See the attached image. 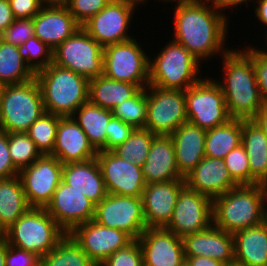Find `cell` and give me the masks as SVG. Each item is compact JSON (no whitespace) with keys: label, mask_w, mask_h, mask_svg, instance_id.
I'll use <instances>...</instances> for the list:
<instances>
[{"label":"cell","mask_w":267,"mask_h":266,"mask_svg":"<svg viewBox=\"0 0 267 266\" xmlns=\"http://www.w3.org/2000/svg\"><path fill=\"white\" fill-rule=\"evenodd\" d=\"M251 172V185H267V136L252 120L242 119V143Z\"/></svg>","instance_id":"28"},{"label":"cell","mask_w":267,"mask_h":266,"mask_svg":"<svg viewBox=\"0 0 267 266\" xmlns=\"http://www.w3.org/2000/svg\"><path fill=\"white\" fill-rule=\"evenodd\" d=\"M39 266H97L69 235L39 258Z\"/></svg>","instance_id":"35"},{"label":"cell","mask_w":267,"mask_h":266,"mask_svg":"<svg viewBox=\"0 0 267 266\" xmlns=\"http://www.w3.org/2000/svg\"><path fill=\"white\" fill-rule=\"evenodd\" d=\"M146 129L156 135H170L188 122L185 91L148 85Z\"/></svg>","instance_id":"11"},{"label":"cell","mask_w":267,"mask_h":266,"mask_svg":"<svg viewBox=\"0 0 267 266\" xmlns=\"http://www.w3.org/2000/svg\"><path fill=\"white\" fill-rule=\"evenodd\" d=\"M195 1H202V2H211V3H215L217 0H195Z\"/></svg>","instance_id":"59"},{"label":"cell","mask_w":267,"mask_h":266,"mask_svg":"<svg viewBox=\"0 0 267 266\" xmlns=\"http://www.w3.org/2000/svg\"><path fill=\"white\" fill-rule=\"evenodd\" d=\"M185 184L211 200L239 186L232 179L224 159L206 156L185 177Z\"/></svg>","instance_id":"21"},{"label":"cell","mask_w":267,"mask_h":266,"mask_svg":"<svg viewBox=\"0 0 267 266\" xmlns=\"http://www.w3.org/2000/svg\"><path fill=\"white\" fill-rule=\"evenodd\" d=\"M235 263L267 266V231L262 224L232 234Z\"/></svg>","instance_id":"29"},{"label":"cell","mask_w":267,"mask_h":266,"mask_svg":"<svg viewBox=\"0 0 267 266\" xmlns=\"http://www.w3.org/2000/svg\"><path fill=\"white\" fill-rule=\"evenodd\" d=\"M267 185H239L212 200L213 226L228 233L262 223Z\"/></svg>","instance_id":"3"},{"label":"cell","mask_w":267,"mask_h":266,"mask_svg":"<svg viewBox=\"0 0 267 266\" xmlns=\"http://www.w3.org/2000/svg\"><path fill=\"white\" fill-rule=\"evenodd\" d=\"M141 171L146 184L183 178L177 167L175 148L170 135H156L153 138Z\"/></svg>","instance_id":"25"},{"label":"cell","mask_w":267,"mask_h":266,"mask_svg":"<svg viewBox=\"0 0 267 266\" xmlns=\"http://www.w3.org/2000/svg\"><path fill=\"white\" fill-rule=\"evenodd\" d=\"M66 236L45 208H30L4 234L9 245L41 258Z\"/></svg>","instance_id":"7"},{"label":"cell","mask_w":267,"mask_h":266,"mask_svg":"<svg viewBox=\"0 0 267 266\" xmlns=\"http://www.w3.org/2000/svg\"><path fill=\"white\" fill-rule=\"evenodd\" d=\"M265 39H266V42H267V36H265ZM265 45H266V50H267V43Z\"/></svg>","instance_id":"62"},{"label":"cell","mask_w":267,"mask_h":266,"mask_svg":"<svg viewBox=\"0 0 267 266\" xmlns=\"http://www.w3.org/2000/svg\"><path fill=\"white\" fill-rule=\"evenodd\" d=\"M174 41L185 47L202 64L227 49L228 15L214 3L191 1L174 4Z\"/></svg>","instance_id":"1"},{"label":"cell","mask_w":267,"mask_h":266,"mask_svg":"<svg viewBox=\"0 0 267 266\" xmlns=\"http://www.w3.org/2000/svg\"><path fill=\"white\" fill-rule=\"evenodd\" d=\"M63 163L50 154L41 155L19 171L26 199L31 208H46L61 182Z\"/></svg>","instance_id":"14"},{"label":"cell","mask_w":267,"mask_h":266,"mask_svg":"<svg viewBox=\"0 0 267 266\" xmlns=\"http://www.w3.org/2000/svg\"><path fill=\"white\" fill-rule=\"evenodd\" d=\"M6 266H39V257L32 252L9 245L6 240Z\"/></svg>","instance_id":"47"},{"label":"cell","mask_w":267,"mask_h":266,"mask_svg":"<svg viewBox=\"0 0 267 266\" xmlns=\"http://www.w3.org/2000/svg\"><path fill=\"white\" fill-rule=\"evenodd\" d=\"M267 201L265 202V206H264V209H263V216H262V225L264 226V228L266 229L267 231Z\"/></svg>","instance_id":"57"},{"label":"cell","mask_w":267,"mask_h":266,"mask_svg":"<svg viewBox=\"0 0 267 266\" xmlns=\"http://www.w3.org/2000/svg\"><path fill=\"white\" fill-rule=\"evenodd\" d=\"M134 1L141 3V4L145 3V0H134Z\"/></svg>","instance_id":"61"},{"label":"cell","mask_w":267,"mask_h":266,"mask_svg":"<svg viewBox=\"0 0 267 266\" xmlns=\"http://www.w3.org/2000/svg\"><path fill=\"white\" fill-rule=\"evenodd\" d=\"M33 22L34 36L53 50L81 27L66 6L42 7Z\"/></svg>","instance_id":"24"},{"label":"cell","mask_w":267,"mask_h":266,"mask_svg":"<svg viewBox=\"0 0 267 266\" xmlns=\"http://www.w3.org/2000/svg\"><path fill=\"white\" fill-rule=\"evenodd\" d=\"M33 36V18H21L15 19L14 22L0 35V39L6 43L20 46Z\"/></svg>","instance_id":"44"},{"label":"cell","mask_w":267,"mask_h":266,"mask_svg":"<svg viewBox=\"0 0 267 266\" xmlns=\"http://www.w3.org/2000/svg\"><path fill=\"white\" fill-rule=\"evenodd\" d=\"M138 4L134 0H111L81 27L102 47L134 39L128 30Z\"/></svg>","instance_id":"12"},{"label":"cell","mask_w":267,"mask_h":266,"mask_svg":"<svg viewBox=\"0 0 267 266\" xmlns=\"http://www.w3.org/2000/svg\"><path fill=\"white\" fill-rule=\"evenodd\" d=\"M146 1L147 0H145V2ZM159 1H162L163 3L165 2L166 4H167V2L171 3V4H172V2H174L176 4V3H183V2H191V1H195V0H159Z\"/></svg>","instance_id":"58"},{"label":"cell","mask_w":267,"mask_h":266,"mask_svg":"<svg viewBox=\"0 0 267 266\" xmlns=\"http://www.w3.org/2000/svg\"><path fill=\"white\" fill-rule=\"evenodd\" d=\"M93 221L124 231L133 240H137L147 229L141 197L107 193L106 197L95 205Z\"/></svg>","instance_id":"13"},{"label":"cell","mask_w":267,"mask_h":266,"mask_svg":"<svg viewBox=\"0 0 267 266\" xmlns=\"http://www.w3.org/2000/svg\"><path fill=\"white\" fill-rule=\"evenodd\" d=\"M223 159L232 179L238 185H251L248 157L242 144L231 150Z\"/></svg>","instance_id":"41"},{"label":"cell","mask_w":267,"mask_h":266,"mask_svg":"<svg viewBox=\"0 0 267 266\" xmlns=\"http://www.w3.org/2000/svg\"><path fill=\"white\" fill-rule=\"evenodd\" d=\"M182 266H189L186 262Z\"/></svg>","instance_id":"63"},{"label":"cell","mask_w":267,"mask_h":266,"mask_svg":"<svg viewBox=\"0 0 267 266\" xmlns=\"http://www.w3.org/2000/svg\"><path fill=\"white\" fill-rule=\"evenodd\" d=\"M251 58L262 102H267V50L249 45L242 48Z\"/></svg>","instance_id":"43"},{"label":"cell","mask_w":267,"mask_h":266,"mask_svg":"<svg viewBox=\"0 0 267 266\" xmlns=\"http://www.w3.org/2000/svg\"><path fill=\"white\" fill-rule=\"evenodd\" d=\"M144 51L135 38L103 47V75L146 88L149 85L150 55Z\"/></svg>","instance_id":"10"},{"label":"cell","mask_w":267,"mask_h":266,"mask_svg":"<svg viewBox=\"0 0 267 266\" xmlns=\"http://www.w3.org/2000/svg\"><path fill=\"white\" fill-rule=\"evenodd\" d=\"M137 240L144 266H182L185 263L182 238L166 228H147Z\"/></svg>","instance_id":"19"},{"label":"cell","mask_w":267,"mask_h":266,"mask_svg":"<svg viewBox=\"0 0 267 266\" xmlns=\"http://www.w3.org/2000/svg\"><path fill=\"white\" fill-rule=\"evenodd\" d=\"M156 134L146 128H135L128 139L112 151L122 159L142 166L148 156L153 138Z\"/></svg>","instance_id":"36"},{"label":"cell","mask_w":267,"mask_h":266,"mask_svg":"<svg viewBox=\"0 0 267 266\" xmlns=\"http://www.w3.org/2000/svg\"><path fill=\"white\" fill-rule=\"evenodd\" d=\"M0 266H6V239L0 237Z\"/></svg>","instance_id":"56"},{"label":"cell","mask_w":267,"mask_h":266,"mask_svg":"<svg viewBox=\"0 0 267 266\" xmlns=\"http://www.w3.org/2000/svg\"><path fill=\"white\" fill-rule=\"evenodd\" d=\"M61 117L45 112L25 132L34 141L36 148L42 155L53 152L59 119Z\"/></svg>","instance_id":"37"},{"label":"cell","mask_w":267,"mask_h":266,"mask_svg":"<svg viewBox=\"0 0 267 266\" xmlns=\"http://www.w3.org/2000/svg\"><path fill=\"white\" fill-rule=\"evenodd\" d=\"M107 193L141 197L146 187L141 166L120 158L113 151H98L96 156Z\"/></svg>","instance_id":"16"},{"label":"cell","mask_w":267,"mask_h":266,"mask_svg":"<svg viewBox=\"0 0 267 266\" xmlns=\"http://www.w3.org/2000/svg\"><path fill=\"white\" fill-rule=\"evenodd\" d=\"M224 266H243V265H239L237 263H232V264H227V265H224Z\"/></svg>","instance_id":"60"},{"label":"cell","mask_w":267,"mask_h":266,"mask_svg":"<svg viewBox=\"0 0 267 266\" xmlns=\"http://www.w3.org/2000/svg\"><path fill=\"white\" fill-rule=\"evenodd\" d=\"M242 143V119H230L227 123L206 130L205 156L223 159Z\"/></svg>","instance_id":"33"},{"label":"cell","mask_w":267,"mask_h":266,"mask_svg":"<svg viewBox=\"0 0 267 266\" xmlns=\"http://www.w3.org/2000/svg\"><path fill=\"white\" fill-rule=\"evenodd\" d=\"M170 136L179 173L185 178L205 157L206 130L186 122Z\"/></svg>","instance_id":"26"},{"label":"cell","mask_w":267,"mask_h":266,"mask_svg":"<svg viewBox=\"0 0 267 266\" xmlns=\"http://www.w3.org/2000/svg\"><path fill=\"white\" fill-rule=\"evenodd\" d=\"M15 19L34 18L42 8L39 0H9Z\"/></svg>","instance_id":"49"},{"label":"cell","mask_w":267,"mask_h":266,"mask_svg":"<svg viewBox=\"0 0 267 266\" xmlns=\"http://www.w3.org/2000/svg\"><path fill=\"white\" fill-rule=\"evenodd\" d=\"M200 79L185 90L188 122L208 130L227 123L231 118L221 87L215 78Z\"/></svg>","instance_id":"8"},{"label":"cell","mask_w":267,"mask_h":266,"mask_svg":"<svg viewBox=\"0 0 267 266\" xmlns=\"http://www.w3.org/2000/svg\"><path fill=\"white\" fill-rule=\"evenodd\" d=\"M97 151H106V128L113 117L112 110L104 109L89 101L72 115Z\"/></svg>","instance_id":"32"},{"label":"cell","mask_w":267,"mask_h":266,"mask_svg":"<svg viewBox=\"0 0 267 266\" xmlns=\"http://www.w3.org/2000/svg\"><path fill=\"white\" fill-rule=\"evenodd\" d=\"M19 175V170L11 161L8 147V133L0 130V179Z\"/></svg>","instance_id":"48"},{"label":"cell","mask_w":267,"mask_h":266,"mask_svg":"<svg viewBox=\"0 0 267 266\" xmlns=\"http://www.w3.org/2000/svg\"><path fill=\"white\" fill-rule=\"evenodd\" d=\"M9 0H0V35L14 22Z\"/></svg>","instance_id":"50"},{"label":"cell","mask_w":267,"mask_h":266,"mask_svg":"<svg viewBox=\"0 0 267 266\" xmlns=\"http://www.w3.org/2000/svg\"><path fill=\"white\" fill-rule=\"evenodd\" d=\"M61 180L84 194L95 204L99 203L107 195L96 158L84 162L64 164Z\"/></svg>","instance_id":"27"},{"label":"cell","mask_w":267,"mask_h":266,"mask_svg":"<svg viewBox=\"0 0 267 266\" xmlns=\"http://www.w3.org/2000/svg\"><path fill=\"white\" fill-rule=\"evenodd\" d=\"M157 54L149 58V85L185 91L202 79V63L173 39Z\"/></svg>","instance_id":"5"},{"label":"cell","mask_w":267,"mask_h":266,"mask_svg":"<svg viewBox=\"0 0 267 266\" xmlns=\"http://www.w3.org/2000/svg\"><path fill=\"white\" fill-rule=\"evenodd\" d=\"M267 136V102H263L257 115L252 119Z\"/></svg>","instance_id":"53"},{"label":"cell","mask_w":267,"mask_h":266,"mask_svg":"<svg viewBox=\"0 0 267 266\" xmlns=\"http://www.w3.org/2000/svg\"><path fill=\"white\" fill-rule=\"evenodd\" d=\"M185 262L189 266H224V264L220 261H217L209 257H201V256L185 257Z\"/></svg>","instance_id":"51"},{"label":"cell","mask_w":267,"mask_h":266,"mask_svg":"<svg viewBox=\"0 0 267 266\" xmlns=\"http://www.w3.org/2000/svg\"><path fill=\"white\" fill-rule=\"evenodd\" d=\"M35 78V73L26 64L18 46L0 39V85L20 84Z\"/></svg>","instance_id":"34"},{"label":"cell","mask_w":267,"mask_h":266,"mask_svg":"<svg viewBox=\"0 0 267 266\" xmlns=\"http://www.w3.org/2000/svg\"><path fill=\"white\" fill-rule=\"evenodd\" d=\"M98 151L72 116L61 117L54 150L50 154L63 164L84 162L96 158Z\"/></svg>","instance_id":"22"},{"label":"cell","mask_w":267,"mask_h":266,"mask_svg":"<svg viewBox=\"0 0 267 266\" xmlns=\"http://www.w3.org/2000/svg\"><path fill=\"white\" fill-rule=\"evenodd\" d=\"M99 266H144L143 254L138 240L117 250Z\"/></svg>","instance_id":"42"},{"label":"cell","mask_w":267,"mask_h":266,"mask_svg":"<svg viewBox=\"0 0 267 266\" xmlns=\"http://www.w3.org/2000/svg\"><path fill=\"white\" fill-rule=\"evenodd\" d=\"M18 51L35 74L53 63V49L36 36L18 46Z\"/></svg>","instance_id":"40"},{"label":"cell","mask_w":267,"mask_h":266,"mask_svg":"<svg viewBox=\"0 0 267 266\" xmlns=\"http://www.w3.org/2000/svg\"><path fill=\"white\" fill-rule=\"evenodd\" d=\"M46 112L72 116L88 101L89 80L54 63L35 74Z\"/></svg>","instance_id":"4"},{"label":"cell","mask_w":267,"mask_h":266,"mask_svg":"<svg viewBox=\"0 0 267 266\" xmlns=\"http://www.w3.org/2000/svg\"><path fill=\"white\" fill-rule=\"evenodd\" d=\"M112 114L134 128H144L147 119L146 88H141L133 97L115 106Z\"/></svg>","instance_id":"38"},{"label":"cell","mask_w":267,"mask_h":266,"mask_svg":"<svg viewBox=\"0 0 267 266\" xmlns=\"http://www.w3.org/2000/svg\"><path fill=\"white\" fill-rule=\"evenodd\" d=\"M134 127L121 119L112 117L106 128V151H112L124 143L134 131Z\"/></svg>","instance_id":"46"},{"label":"cell","mask_w":267,"mask_h":266,"mask_svg":"<svg viewBox=\"0 0 267 266\" xmlns=\"http://www.w3.org/2000/svg\"><path fill=\"white\" fill-rule=\"evenodd\" d=\"M222 58L223 80L216 82L225 97L231 118L252 120L262 105L255 70L244 50L231 49ZM224 81V82H223Z\"/></svg>","instance_id":"2"},{"label":"cell","mask_w":267,"mask_h":266,"mask_svg":"<svg viewBox=\"0 0 267 266\" xmlns=\"http://www.w3.org/2000/svg\"><path fill=\"white\" fill-rule=\"evenodd\" d=\"M111 0H68L67 9L82 26Z\"/></svg>","instance_id":"45"},{"label":"cell","mask_w":267,"mask_h":266,"mask_svg":"<svg viewBox=\"0 0 267 266\" xmlns=\"http://www.w3.org/2000/svg\"><path fill=\"white\" fill-rule=\"evenodd\" d=\"M95 203L62 180L45 208L59 227L70 234L77 226L93 220Z\"/></svg>","instance_id":"17"},{"label":"cell","mask_w":267,"mask_h":266,"mask_svg":"<svg viewBox=\"0 0 267 266\" xmlns=\"http://www.w3.org/2000/svg\"><path fill=\"white\" fill-rule=\"evenodd\" d=\"M30 208L19 175L0 179V237Z\"/></svg>","instance_id":"30"},{"label":"cell","mask_w":267,"mask_h":266,"mask_svg":"<svg viewBox=\"0 0 267 266\" xmlns=\"http://www.w3.org/2000/svg\"><path fill=\"white\" fill-rule=\"evenodd\" d=\"M69 235L97 266L133 241L124 231L102 226L93 220L77 226Z\"/></svg>","instance_id":"18"},{"label":"cell","mask_w":267,"mask_h":266,"mask_svg":"<svg viewBox=\"0 0 267 266\" xmlns=\"http://www.w3.org/2000/svg\"><path fill=\"white\" fill-rule=\"evenodd\" d=\"M45 112L36 78L20 84L1 86L0 130L7 133H25Z\"/></svg>","instance_id":"6"},{"label":"cell","mask_w":267,"mask_h":266,"mask_svg":"<svg viewBox=\"0 0 267 266\" xmlns=\"http://www.w3.org/2000/svg\"><path fill=\"white\" fill-rule=\"evenodd\" d=\"M182 241L185 257H209L224 265L235 263L233 235L213 225L183 237Z\"/></svg>","instance_id":"23"},{"label":"cell","mask_w":267,"mask_h":266,"mask_svg":"<svg viewBox=\"0 0 267 266\" xmlns=\"http://www.w3.org/2000/svg\"><path fill=\"white\" fill-rule=\"evenodd\" d=\"M8 147L11 161L19 171L42 155L34 141L24 132L8 133Z\"/></svg>","instance_id":"39"},{"label":"cell","mask_w":267,"mask_h":266,"mask_svg":"<svg viewBox=\"0 0 267 266\" xmlns=\"http://www.w3.org/2000/svg\"><path fill=\"white\" fill-rule=\"evenodd\" d=\"M140 89L136 84L116 81L101 75L89 80L88 101L112 110L118 104L133 97Z\"/></svg>","instance_id":"31"},{"label":"cell","mask_w":267,"mask_h":266,"mask_svg":"<svg viewBox=\"0 0 267 266\" xmlns=\"http://www.w3.org/2000/svg\"><path fill=\"white\" fill-rule=\"evenodd\" d=\"M257 2V3H256ZM255 4H257V7L253 5L254 8V16L257 17L260 24L263 23L264 27L267 26V0H256ZM266 33H264L267 36V30H265Z\"/></svg>","instance_id":"52"},{"label":"cell","mask_w":267,"mask_h":266,"mask_svg":"<svg viewBox=\"0 0 267 266\" xmlns=\"http://www.w3.org/2000/svg\"><path fill=\"white\" fill-rule=\"evenodd\" d=\"M53 63L90 80L104 73L103 47L80 27L53 50Z\"/></svg>","instance_id":"9"},{"label":"cell","mask_w":267,"mask_h":266,"mask_svg":"<svg viewBox=\"0 0 267 266\" xmlns=\"http://www.w3.org/2000/svg\"><path fill=\"white\" fill-rule=\"evenodd\" d=\"M42 7H64L67 6L68 0H39Z\"/></svg>","instance_id":"55"},{"label":"cell","mask_w":267,"mask_h":266,"mask_svg":"<svg viewBox=\"0 0 267 266\" xmlns=\"http://www.w3.org/2000/svg\"><path fill=\"white\" fill-rule=\"evenodd\" d=\"M185 185V178L146 184L141 198L147 228H165L168 225L179 193Z\"/></svg>","instance_id":"20"},{"label":"cell","mask_w":267,"mask_h":266,"mask_svg":"<svg viewBox=\"0 0 267 266\" xmlns=\"http://www.w3.org/2000/svg\"><path fill=\"white\" fill-rule=\"evenodd\" d=\"M213 225L212 200L185 185L178 196L172 219L165 227L180 238Z\"/></svg>","instance_id":"15"},{"label":"cell","mask_w":267,"mask_h":266,"mask_svg":"<svg viewBox=\"0 0 267 266\" xmlns=\"http://www.w3.org/2000/svg\"><path fill=\"white\" fill-rule=\"evenodd\" d=\"M255 2L256 0H217L214 4L223 12L224 10V13L225 9H231L234 8V7H238L240 4H248L249 2Z\"/></svg>","instance_id":"54"}]
</instances>
